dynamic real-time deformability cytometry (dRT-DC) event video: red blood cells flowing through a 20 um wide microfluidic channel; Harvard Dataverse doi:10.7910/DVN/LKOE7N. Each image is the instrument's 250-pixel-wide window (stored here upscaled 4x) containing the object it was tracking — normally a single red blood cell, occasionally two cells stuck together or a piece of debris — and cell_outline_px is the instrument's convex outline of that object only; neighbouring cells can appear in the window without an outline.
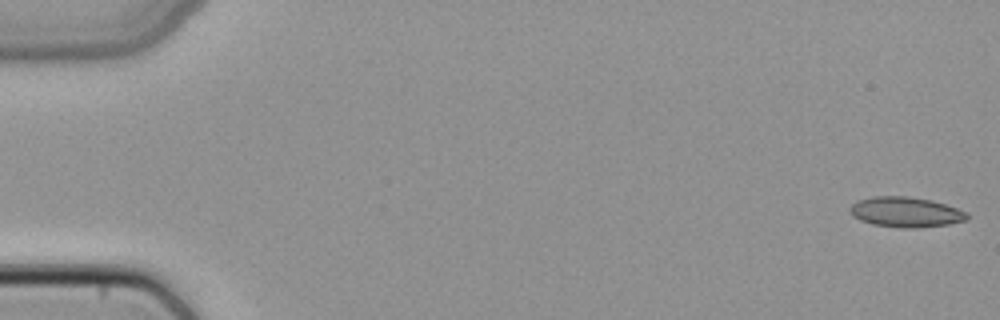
{"species": "common noctule bat (a hibernating species)", "species_latin": "Nyctalus noctula", "temperature_condition": "cold", "stored_images_in_passage": 50, "camera_frame_rate_fps": 3000, "um_per_image_px": 0.085, "animal": {"sex": "female", "body_mass_g": 22.7, "forearm_length_mm": 54.2}, "frame": {"image": 1, "passage_image": 1, "time_ms": 0.0, "image_size_px": [1000, 320], "cell_outline_px": [[968, 220], [948, 224], [916, 228], [900, 228], [872, 224], [860, 220], [852, 216], [848, 212], [848, 208], [856, 200], [872, 196], [908, 196], [932, 200], [968, 212]], "centroid_in_image_um": [76.94, 18.02], "position_along_channel_um": 8.1, "area_um2": 20.87}}
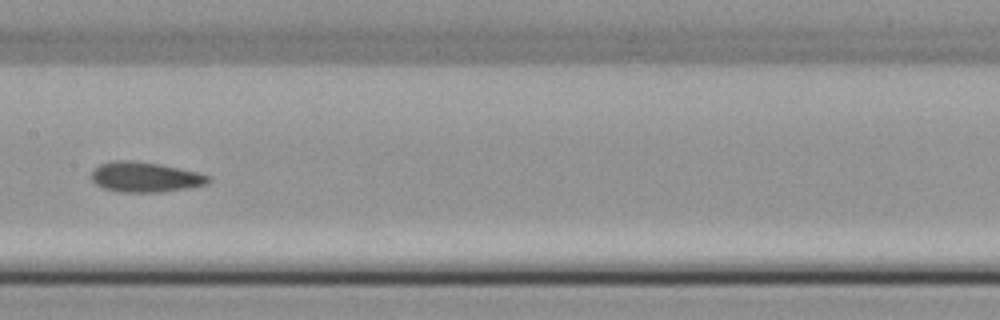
{"frame": {"image": 2, "passage_image": 26, "time_ms": 8.333, "image_size_px": [1000, 320], "cell_outline_px": [[212, 180], [208, 184], [188, 188], [156, 192], [124, 192], [104, 188], [96, 184], [88, 176], [100, 164], [112, 160], [132, 160], [160, 164], [200, 172], [212, 176]], "centroid_in_image_um": [12.38, 15.04], "position_along_channel_um": 195.0, "area_um2": 20.75}}
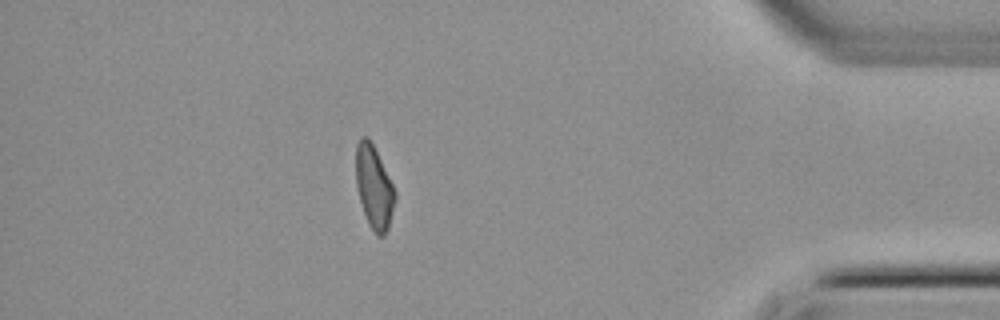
{"frame": {"image": 3, "passage_image": 44, "time_ms": 14.333, "image_size_px": [1000, 320], "cell_outline_px": [[396, 200], [388, 228], [384, 236], [376, 236], [368, 224], [360, 200], [356, 184], [356, 144], [360, 136], [368, 136], [396, 192]], "centroid_in_image_um": [31.79, 15.93], "position_along_channel_um": 403.4, "area_um2": 18.73}}